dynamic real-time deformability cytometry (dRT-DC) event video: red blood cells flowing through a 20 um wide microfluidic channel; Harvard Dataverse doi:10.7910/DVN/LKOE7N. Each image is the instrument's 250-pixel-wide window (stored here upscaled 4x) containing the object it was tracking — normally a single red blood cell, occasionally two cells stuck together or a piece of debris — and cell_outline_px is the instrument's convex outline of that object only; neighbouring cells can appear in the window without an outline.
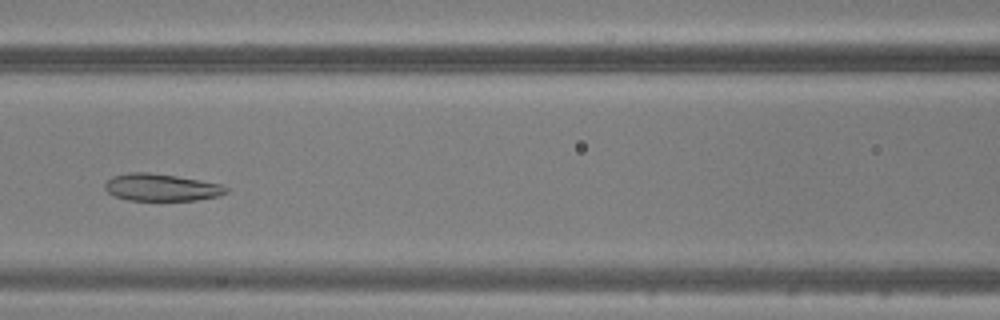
{"species": "common noctule bat (a hibernating species)", "species_latin": "Nyctalus noctula", "temperature_condition": "warm", "stored_images_in_passage": 47, "camera_frame_rate_fps": 3000, "um_per_image_px": 0.085, "animal": {"sex": "male", "body_mass_g": 20.5, "forearm_length_mm": 52.5}, "frame": {"image": 1, "passage_image": 20, "time_ms": 6.333, "image_size_px": [1000, 320], "cell_outline_px": [[228, 192], [216, 196], [196, 200], [128, 200], [112, 196], [104, 188], [104, 184], [112, 176], [128, 172], [148, 172], [176, 176], [200, 180], [220, 184], [228, 188]], "centroid_in_image_um": [13.66, 15.92], "position_along_channel_um": 152.9, "area_um2": 19.19}}
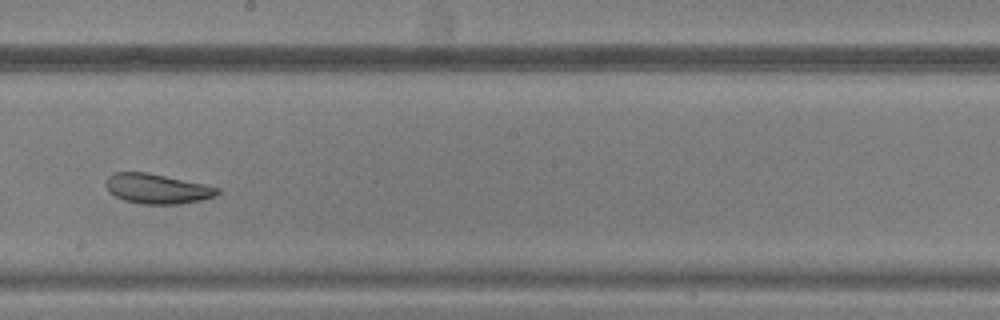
{"frame": {"image": 2, "passage_image": 26, "time_ms": 8.333, "image_size_px": [1000, 320], "cell_outline_px": [[220, 192], [216, 196], [200, 200], [180, 204], [140, 204], [124, 200], [108, 192], [104, 184], [108, 176], [112, 172], [148, 172], [204, 184], [220, 188]], "centroid_in_image_um": [13.32, 16.04], "position_along_channel_um": 234.9, "area_um2": 19.59}}
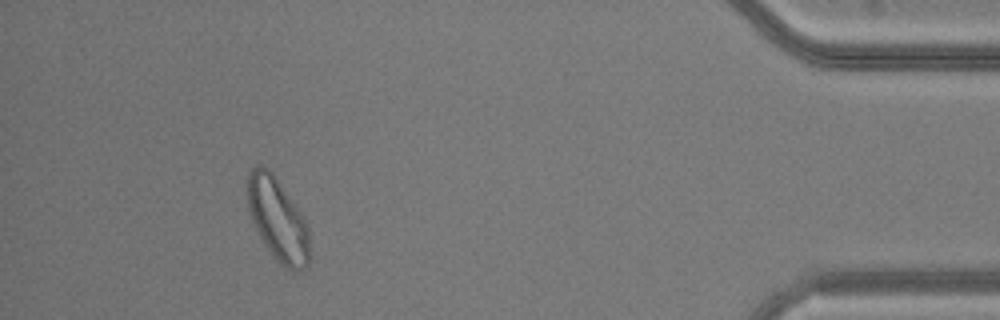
{"frame": {"image": 3, "passage_image": 43, "time_ms": 14.0, "image_size_px": [1000, 320], "cell_outline_px": [[312, 260], [304, 268], [292, 272], [280, 264], [276, 260], [260, 236], [252, 220], [248, 208], [244, 184], [248, 172], [252, 168], [260, 164], [268, 168], [276, 176], [308, 224], [312, 256]], "centroid_in_image_um": [23.61, 18.64], "position_along_channel_um": 411.6, "area_um2": 30.81}}